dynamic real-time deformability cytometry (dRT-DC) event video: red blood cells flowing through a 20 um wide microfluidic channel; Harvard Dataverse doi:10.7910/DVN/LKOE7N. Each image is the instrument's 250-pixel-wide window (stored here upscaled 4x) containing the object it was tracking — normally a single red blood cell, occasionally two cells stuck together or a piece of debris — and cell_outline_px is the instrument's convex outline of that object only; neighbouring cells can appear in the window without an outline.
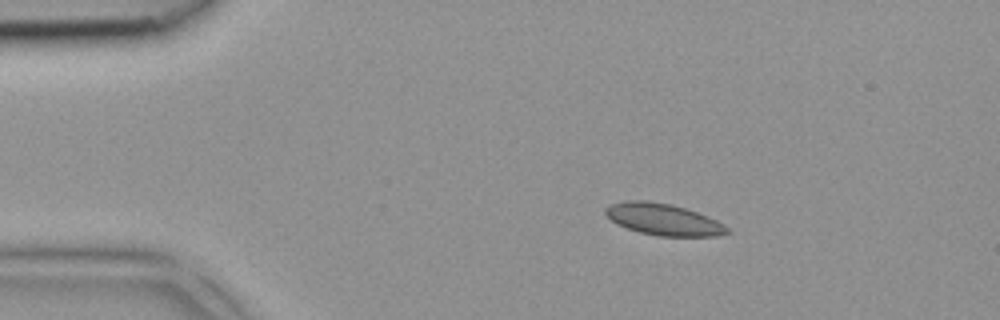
{"species": "common noctule bat (a hibernating species)", "species_latin": "Nyctalus noctula", "temperature_condition": "room temperature", "stored_images_in_passage": 4, "camera_frame_rate_fps": 3000, "um_per_image_px": 0.085, "animal": {"sex": "female", "body_mass_g": 18.4}, "frame": {"image": 1, "passage_image": 2, "time_ms": 0.333, "image_size_px": [1000, 320], "cell_outline_px": [[732, 232], [720, 236], [660, 236], [640, 232], [616, 224], [604, 212], [604, 208], [612, 204], [624, 200], [648, 200], [672, 204], [708, 216], [724, 224]], "centroid_in_image_um": [56.4, 18.64], "position_along_channel_um": 28.6, "area_um2": 22.48}}
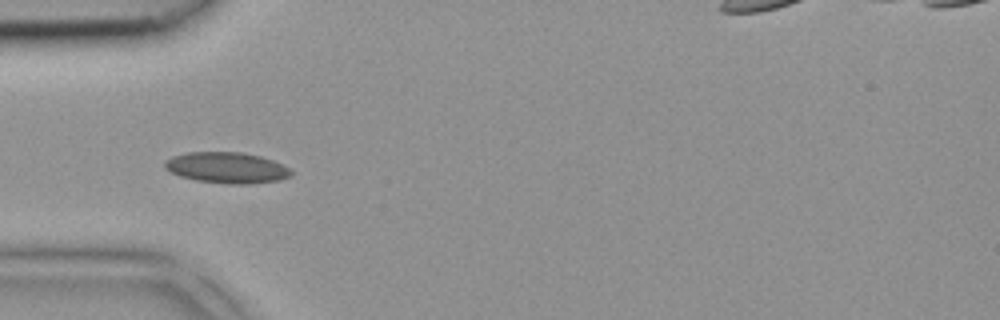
{"frame": {"image": 2, "passage_image": 4, "time_ms": 1.0, "image_size_px": [1000, 320], "cell_outline_px": [[292, 172], [288, 176], [280, 180], [248, 184], [228, 184], [196, 180], [180, 176], [164, 168], [164, 160], [172, 156], [188, 152], [240, 152], [260, 156], [272, 160], [288, 168]], "centroid_in_image_um": [19.23, 14.25], "position_along_channel_um": 65.8, "area_um2": 22.66}}